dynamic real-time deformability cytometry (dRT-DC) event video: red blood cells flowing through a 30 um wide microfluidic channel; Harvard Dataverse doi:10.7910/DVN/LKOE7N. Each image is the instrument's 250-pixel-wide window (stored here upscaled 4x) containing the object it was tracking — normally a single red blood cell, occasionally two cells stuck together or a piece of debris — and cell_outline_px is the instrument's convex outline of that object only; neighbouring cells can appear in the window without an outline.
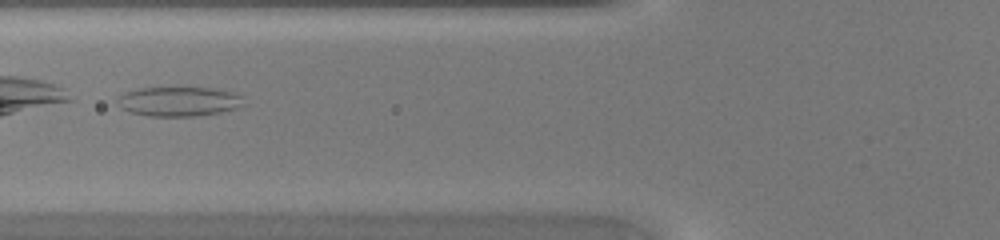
{"species": "common noctule bat (a hibernating species)", "species_latin": "Nyctalus noctula", "temperature_condition": "warm", "stored_images_in_passage": 41, "camera_frame_rate_fps": 3000, "um_per_image_px": 0.085, "animal": {"sex": "female", "body_mass_g": 20.0, "forearm_length_mm": 54.0}, "frame": {"image": 1, "passage_image": 14, "time_ms": 4.333, "image_size_px": [1000, 240], "cell_outline_px": [[244, 104], [236, 108], [220, 112], [196, 116], [148, 116], [128, 112], [120, 108], [116, 104], [116, 100], [124, 92], [140, 88], [180, 84], [184, 84], [212, 88], [232, 92], [240, 96]], "centroid_in_image_um": [15.13, 8.57], "position_along_channel_um": 110.7, "area_um2": 22.77}}
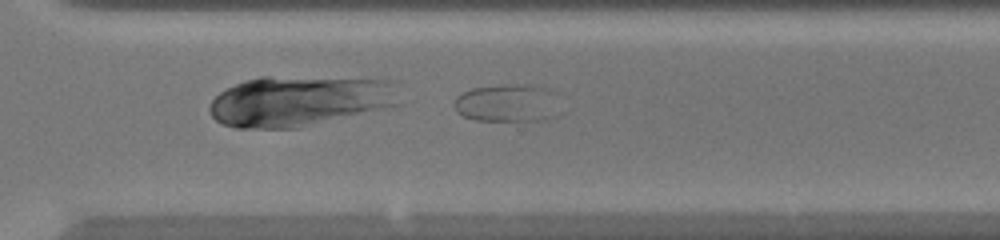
{"frame": {"image": 2, "passage_image": 29, "time_ms": 9.333, "image_size_px": [1000, 240], "cell_outline_px": [[552, 116], [540, 120], [476, 120], [464, 116], [456, 112], [456, 96], [472, 88], [500, 84], [528, 84], [548, 88]], "centroid_in_image_um": [42.94, 8.74], "position_along_channel_um": 327.7, "area_um2": 22.14}}
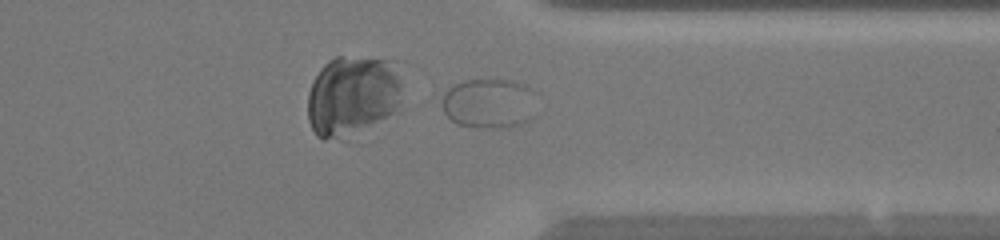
{"frame": {"image": 3, "passage_image": 32, "time_ms": 10.333, "image_size_px": [1000, 240], "cell_outline_px": [[536, 116], [520, 124], [508, 128], [476, 128], [456, 124], [424, 100], [432, 92], [452, 84], [464, 80], [512, 80], [524, 84], [532, 88], [536, 92]], "centroid_in_image_um": [41.28, 8.77], "position_along_channel_um": 370.1, "area_um2": 30.69}}